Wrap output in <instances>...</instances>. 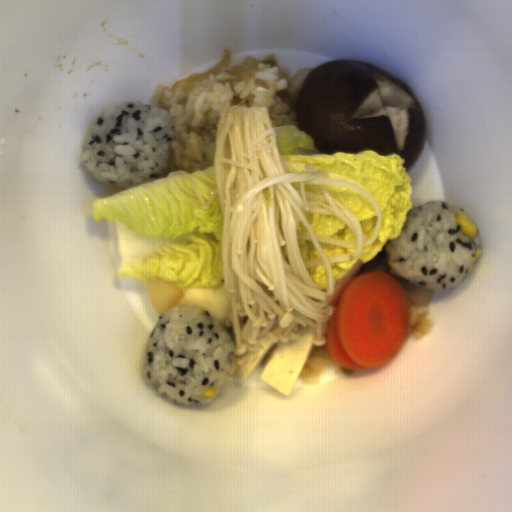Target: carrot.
<instances>
[{"label": "carrot", "instance_id": "carrot-1", "mask_svg": "<svg viewBox=\"0 0 512 512\" xmlns=\"http://www.w3.org/2000/svg\"><path fill=\"white\" fill-rule=\"evenodd\" d=\"M323 331L327 355L344 370L360 371L392 360L408 333L402 284L383 271L353 276L339 294Z\"/></svg>", "mask_w": 512, "mask_h": 512}]
</instances>
